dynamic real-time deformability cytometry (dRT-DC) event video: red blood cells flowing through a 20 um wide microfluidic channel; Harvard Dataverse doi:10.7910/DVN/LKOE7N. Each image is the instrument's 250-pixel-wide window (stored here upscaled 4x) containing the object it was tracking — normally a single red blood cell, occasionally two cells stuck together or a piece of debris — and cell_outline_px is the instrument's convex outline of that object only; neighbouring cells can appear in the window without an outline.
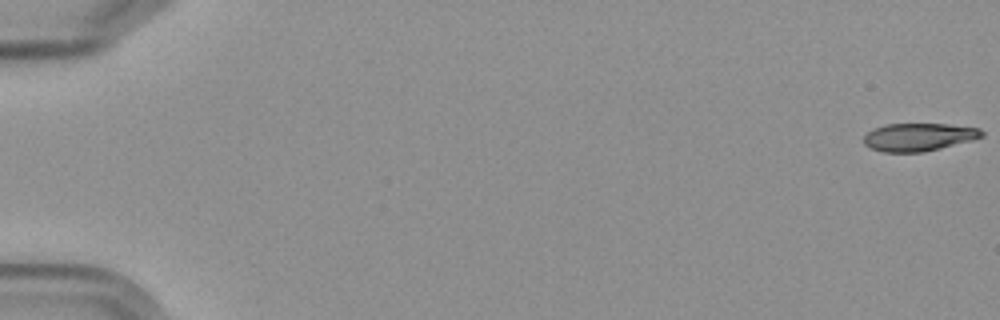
{"species": "Egyptian fruit bat (a non-hibernating species)", "species_latin": "Rousettus aegyptiacus", "temperature_condition": "cold", "stored_images_in_passage": 6, "camera_frame_rate_fps": 3000, "um_per_image_px": 0.085, "frame": {"image": 1, "passage_image": 1, "time_ms": 0.0, "image_size_px": [1000, 320], "cell_outline_px": [[984, 136], [972, 140], [924, 152], [884, 152], [872, 148], [864, 144], [864, 136], [872, 128], [888, 124], [948, 124], [980, 128], [984, 132]], "centroid_in_image_um": [78.1, 11.64], "position_along_channel_um": 6.9, "area_um2": 19.13}}
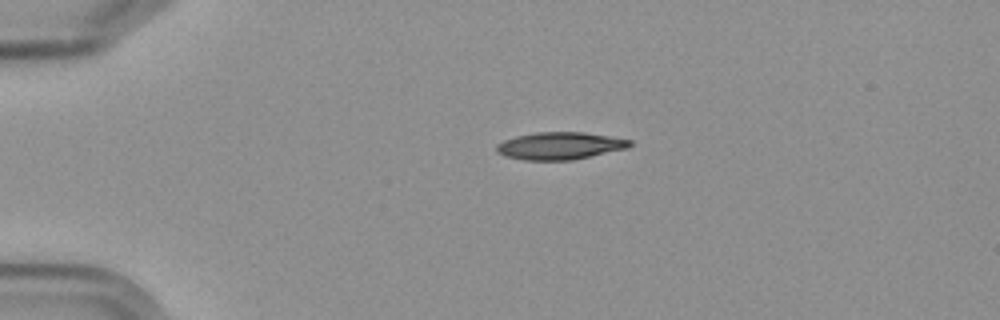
{"frame": {"image": 2, "passage_image": 4, "time_ms": 4.333, "image_size_px": [1000, 320], "cell_outline_px": [[632, 144], [628, 148], [572, 160], [524, 160], [504, 156], [496, 152], [496, 144], [504, 140], [516, 136], [536, 132], [584, 132], [632, 140]], "centroid_in_image_um": [47.57, 12.39], "position_along_channel_um": 37.4, "area_um2": 21.27}}
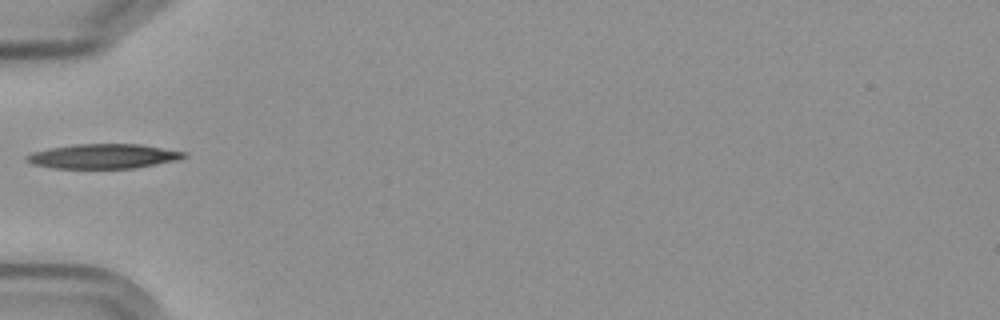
{"frame": {"image": 3, "passage_image": 6, "time_ms": 6.667, "image_size_px": [1000, 320], "cell_outline_px": [[188, 156], [176, 160], [136, 168], [52, 168], [32, 164], [24, 160], [24, 156], [32, 152], [48, 148], [72, 144], [140, 144], [188, 152]], "centroid_in_image_um": [8.76, 13.27], "position_along_channel_um": 76.2, "area_um2": 22.77}}